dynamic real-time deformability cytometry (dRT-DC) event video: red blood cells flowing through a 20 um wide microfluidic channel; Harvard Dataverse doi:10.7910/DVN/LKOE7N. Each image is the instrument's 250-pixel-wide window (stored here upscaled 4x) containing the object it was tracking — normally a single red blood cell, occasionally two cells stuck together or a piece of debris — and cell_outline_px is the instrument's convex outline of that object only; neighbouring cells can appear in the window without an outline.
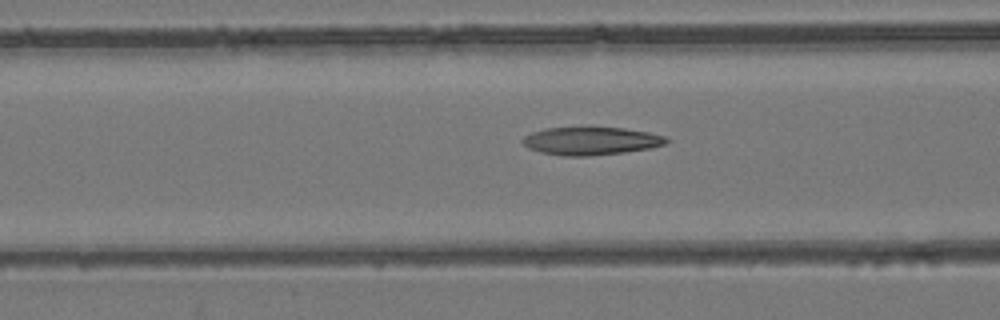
{"species": "common noctule bat (a hibernating species)", "species_latin": "Nyctalus noctula", "temperature_condition": "room temperature", "stored_images_in_passage": 54, "camera_frame_rate_fps": 3000, "um_per_image_px": 0.085, "animal": {"sex": "female", "body_mass_g": 24.6, "forearm_length_mm": 56.2}, "frame": {"image": 1, "passage_image": 22, "time_ms": 7.0, "image_size_px": [1000, 320], "cell_outline_px": [[668, 140], [664, 144], [652, 148], [624, 152], [588, 156], [564, 156], [540, 152], [528, 148], [520, 140], [524, 136], [532, 132], [544, 128], [588, 124], [624, 128], [648, 132], [664, 136]], "centroid_in_image_um": [50.18, 11.93], "position_along_channel_um": 116.4, "area_um2": 24.39}}
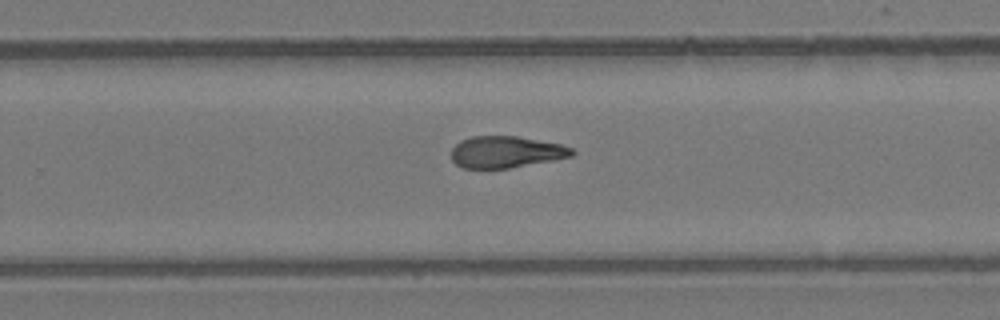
{"frame": {"image": 2, "passage_image": 35, "time_ms": 11.333, "image_size_px": [1000, 320], "cell_outline_px": [[576, 152], [572, 156], [552, 160], [508, 168], [464, 168], [456, 164], [452, 160], [452, 148], [460, 140], [472, 136], [516, 136], [560, 144], [572, 148]], "centroid_in_image_um": [42.99, 12.91], "position_along_channel_um": 286.8, "area_um2": 22.08}}
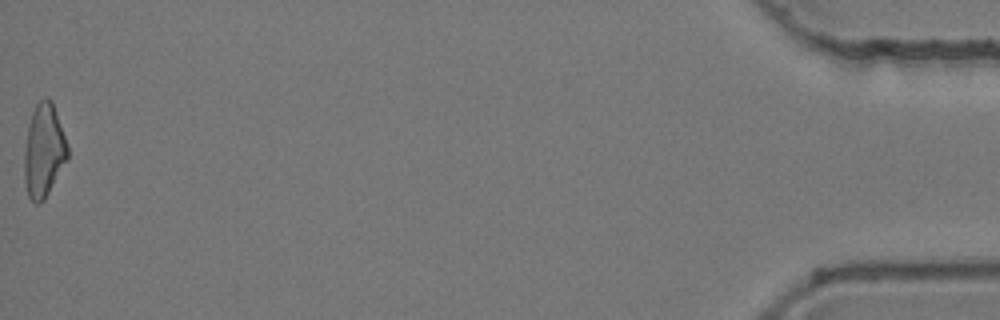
{"frame": {"image": 3, "passage_image": 54, "time_ms": 17.667, "image_size_px": [1000, 320], "cell_outline_px": [[68, 160], [44, 200], [40, 204], [36, 204], [28, 196], [24, 184], [24, 152], [28, 128], [32, 112], [36, 104], [40, 100], [48, 96], [52, 100], [68, 144]], "centroid_in_image_um": [3.73, 12.82], "position_along_channel_um": 431.5, "area_um2": 23.81}, "authors_computed_cell_mechanics": {"area_um2": 23.4957, "velocity_mm_per_s": 3.9342, "shape_relaxation_time_tau1_ms": null, "shape_relaxation_time_tau2_ms": 4.6398, "deformation_change_tau1": null, "deformation_change_tau2": 0.1197}}